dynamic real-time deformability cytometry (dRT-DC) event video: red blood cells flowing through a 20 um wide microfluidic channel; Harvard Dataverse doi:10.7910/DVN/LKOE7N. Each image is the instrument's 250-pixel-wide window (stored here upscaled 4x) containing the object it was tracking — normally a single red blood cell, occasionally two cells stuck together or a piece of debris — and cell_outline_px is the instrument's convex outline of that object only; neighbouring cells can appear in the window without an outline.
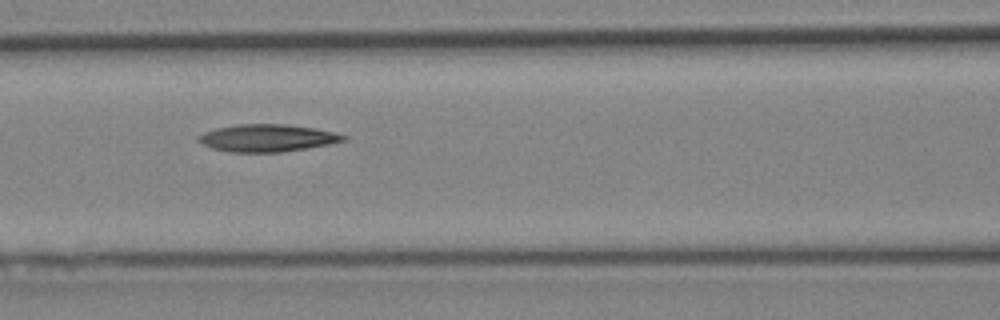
{"species": "Egyptian fruit bat (a non-hibernating species)", "species_latin": "Rousettus aegyptiacus", "temperature_condition": "cold", "stored_images_in_passage": 7, "camera_frame_rate_fps": 3000, "um_per_image_px": 0.085, "animal": {"sex": "female"}, "frame": {"image": 1, "passage_image": 6, "time_ms": 1.667, "image_size_px": [1000, 320], "cell_outline_px": [[348, 140], [328, 144], [280, 152], [232, 152], [212, 148], [196, 140], [196, 136], [204, 132], [216, 128], [236, 124], [288, 124], [316, 128], [348, 136]], "centroid_in_image_um": [22.7, 11.72], "position_along_channel_um": 143.9, "area_um2": 23.06}}
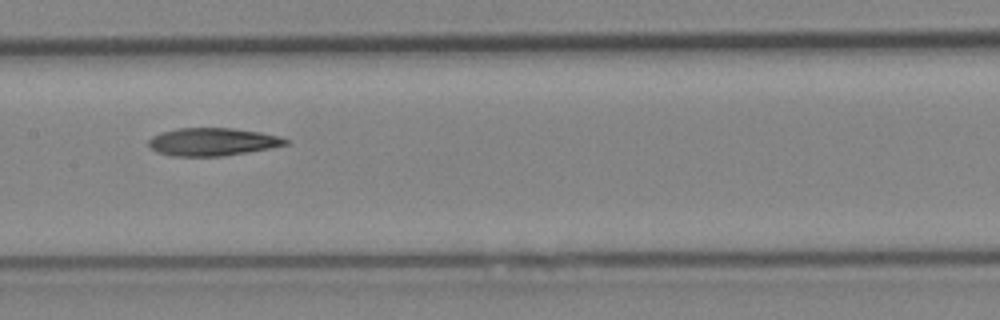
{"frame": {"image": 2, "passage_image": 7, "time_ms": 2.0, "image_size_px": [1000, 320], "cell_outline_px": [[292, 140], [288, 144], [268, 148], [220, 156], [172, 156], [160, 152], [152, 148], [148, 144], [148, 140], [152, 136], [160, 132], [176, 128], [232, 128], [260, 132], [280, 136]], "centroid_in_image_um": [18.07, 12.04], "position_along_channel_um": 189.3, "area_um2": 22.08}}